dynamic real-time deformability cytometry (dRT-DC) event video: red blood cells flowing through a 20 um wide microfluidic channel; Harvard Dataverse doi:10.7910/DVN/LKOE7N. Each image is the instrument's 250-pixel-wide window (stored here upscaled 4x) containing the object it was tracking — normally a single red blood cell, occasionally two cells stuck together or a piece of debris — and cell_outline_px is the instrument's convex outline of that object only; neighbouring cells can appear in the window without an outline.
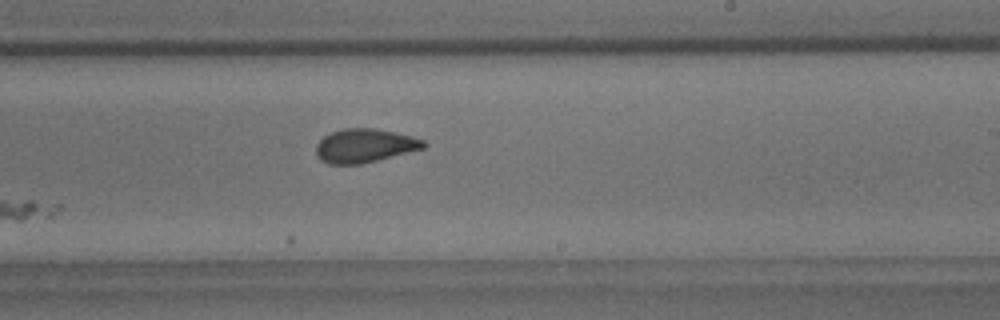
{"species": "common noctule bat (a hibernating species)", "species_latin": "Nyctalus noctula", "temperature_condition": "room temperature", "stored_images_in_passage": 32, "camera_frame_rate_fps": 3000, "um_per_image_px": 0.085, "animal": {"sex": "male", "body_mass_g": 18.8}, "frame": {"image": 1, "passage_image": 24, "time_ms": 7.667, "image_size_px": [1000, 320], "cell_outline_px": [[428, 144], [424, 148], [360, 164], [328, 164], [320, 160], [316, 152], [316, 144], [324, 136], [332, 132], [344, 128], [376, 128], [412, 136], [424, 140]], "centroid_in_image_um": [30.99, 12.37], "position_along_channel_um": 258.0, "area_um2": 21.04}}